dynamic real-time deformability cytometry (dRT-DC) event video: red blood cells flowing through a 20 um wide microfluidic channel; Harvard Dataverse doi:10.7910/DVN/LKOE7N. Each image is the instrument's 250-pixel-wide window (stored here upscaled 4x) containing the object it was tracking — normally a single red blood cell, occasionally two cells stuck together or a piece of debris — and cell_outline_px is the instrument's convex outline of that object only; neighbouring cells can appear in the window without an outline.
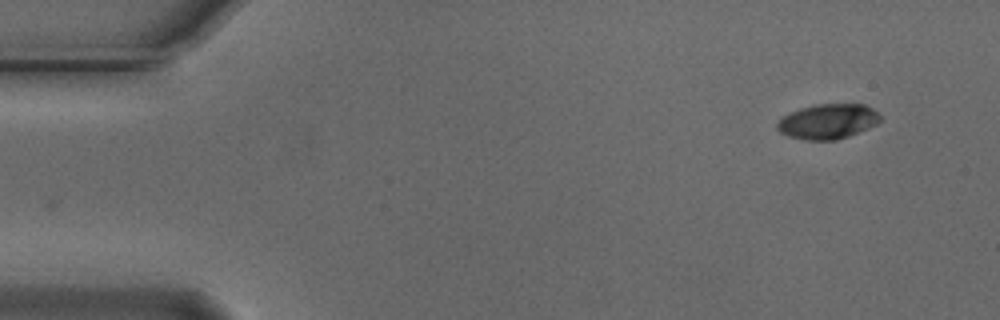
{"species": "Egyptian fruit bat (a non-hibernating species)", "species_latin": "Rousettus aegyptiacus", "temperature_condition": "cold", "stored_images_in_passage": 52, "camera_frame_rate_fps": 3000, "um_per_image_px": 0.085, "animal": {"sex": "male"}, "frame": {"image": 1, "passage_image": 1, "time_ms": 0.0, "image_size_px": [1000, 320], "cell_outline_px": [[880, 120], [876, 124], [868, 128], [848, 136], [836, 140], [808, 140], [788, 136], [780, 132], [776, 128], [776, 124], [788, 112], [800, 108], [816, 104], [864, 104], [872, 108], [880, 116]], "centroid_in_image_um": [70.34, 10.32], "position_along_channel_um": 14.7, "area_um2": 20.92}}
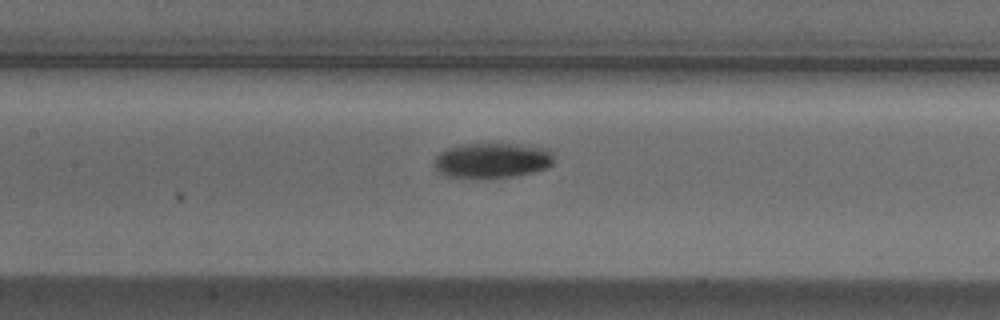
{"frame": {"image": 2, "passage_image": 22, "time_ms": 7.0, "image_size_px": [1000, 320], "cell_outline_px": [[552, 164], [544, 168], [532, 172], [516, 176], [448, 176], [440, 172], [436, 168], [436, 156], [444, 148], [460, 144], [516, 144], [548, 148], [552, 152]], "centroid_in_image_um": [41.85, 13.59], "position_along_channel_um": 165.6, "area_um2": 23.87}}
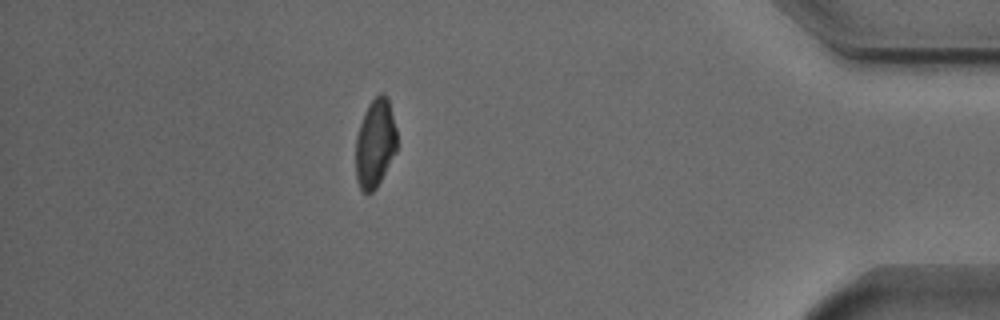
{"frame": {"image": 3, "passage_image": 45, "time_ms": 14.667, "image_size_px": [1000, 320], "cell_outline_px": [[396, 152], [376, 188], [372, 192], [364, 192], [360, 188], [356, 180], [356, 136], [364, 112], [368, 104], [380, 92], [384, 92], [388, 100], [396, 128]], "centroid_in_image_um": [31.88, 12.17], "position_along_channel_um": 403.3, "area_um2": 21.15}, "authors_computed_cell_mechanics": {"area_um2": 22.253, "velocity_mm_per_s": 3.7216, "shape_relaxation_time_tau1_ms": 3.7031, "shape_relaxation_time_tau2_ms": null, "deformation_change_tau1": 0.1397, "deformation_change_tau2": null}}